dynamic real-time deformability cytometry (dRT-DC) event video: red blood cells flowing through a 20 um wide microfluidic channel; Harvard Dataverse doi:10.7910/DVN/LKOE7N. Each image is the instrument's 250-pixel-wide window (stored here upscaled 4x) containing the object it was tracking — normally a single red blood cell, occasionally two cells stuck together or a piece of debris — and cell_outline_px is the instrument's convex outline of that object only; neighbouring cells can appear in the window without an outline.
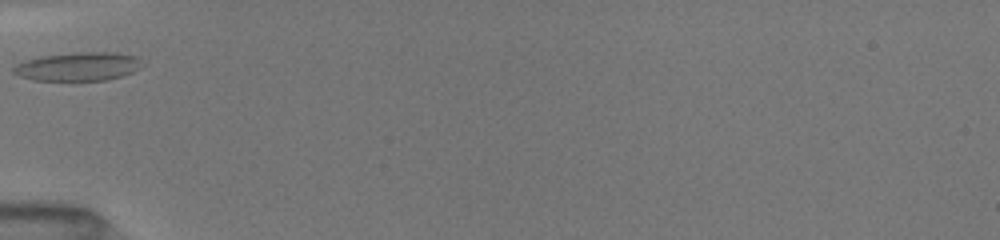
{"species": "common noctule bat (a hibernating species)", "species_latin": "Nyctalus noctula", "temperature_condition": "room temperature", "stored_images_in_passage": 12, "camera_frame_rate_fps": 3000, "um_per_image_px": 0.085, "animal": {"sex": "female", "body_mass_g": 19.5, "forearm_length_mm": 54.1}, "frame": {"image": 1, "passage_image": 1, "time_ms": 0.0, "image_size_px": [1000, 240], "cell_outline_px": [[140, 68], [132, 72], [108, 80], [32, 80], [20, 76], [12, 72], [12, 68], [16, 64], [24, 60], [44, 56], [76, 52], [112, 52], [136, 56], [140, 60]], "centroid_in_image_um": [6.61, 5.65], "position_along_channel_um": 78.4, "area_um2": 21.27}}
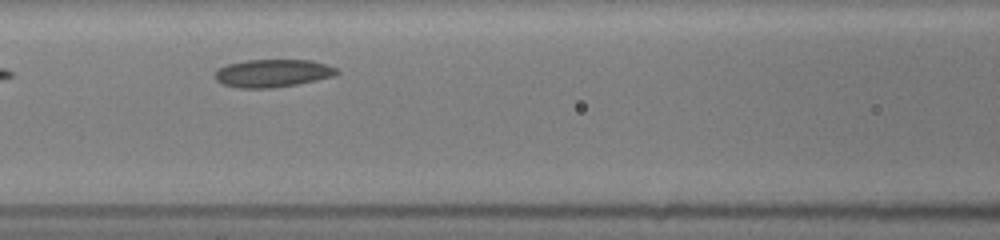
{"frame": {"image": 2, "passage_image": 7, "time_ms": 1.667, "image_size_px": [1000, 240], "cell_outline_px": [[340, 72], [336, 76], [296, 84], [272, 88], [240, 88], [224, 84], [216, 80], [216, 72], [220, 68], [228, 64], [244, 60], [312, 60], [336, 68]], "centroid_in_image_um": [23.21, 6.22], "position_along_channel_um": 143.4, "area_um2": 19.59}}
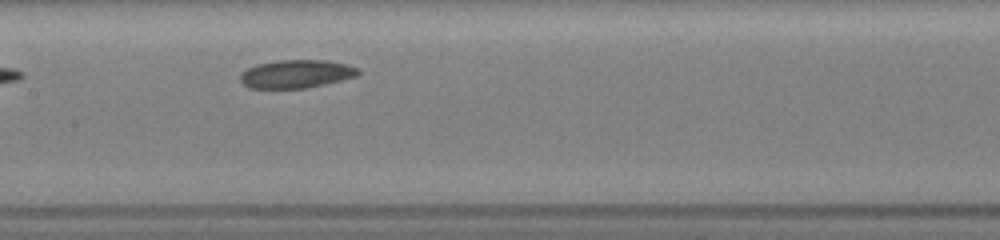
{"frame": {"image": 3, "passage_image": 11, "time_ms": 2.667, "image_size_px": [1000, 240], "cell_outline_px": [[360, 72], [356, 76], [324, 84], [304, 88], [248, 88], [240, 80], [240, 72], [256, 64], [276, 60], [328, 60], [348, 64], [360, 68]], "centroid_in_image_um": [25.18, 6.27], "position_along_channel_um": 182.2, "area_um2": 19.48}}